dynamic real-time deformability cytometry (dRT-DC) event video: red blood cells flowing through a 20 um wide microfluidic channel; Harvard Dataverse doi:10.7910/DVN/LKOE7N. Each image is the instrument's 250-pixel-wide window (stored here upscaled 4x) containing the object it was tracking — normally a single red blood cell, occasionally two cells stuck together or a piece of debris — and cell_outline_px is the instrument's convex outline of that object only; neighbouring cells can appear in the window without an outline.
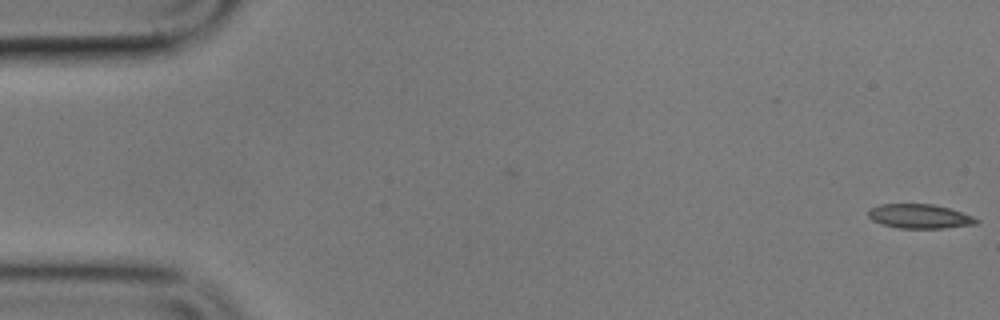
{"species": "common noctule bat (a hibernating species)", "species_latin": "Nyctalus noctula", "temperature_condition": "cold", "stored_images_in_passage": 6, "camera_frame_rate_fps": 3000, "um_per_image_px": 0.085, "animal": {"sex": "male", "body_mass_g": 17.9}, "frame": {"image": 1, "passage_image": 1, "time_ms": 0.0, "image_size_px": [1000, 320], "cell_outline_px": [[980, 220], [976, 224], [944, 228], [900, 228], [884, 224], [872, 220], [868, 216], [868, 212], [872, 208], [880, 204], [932, 204], [948, 208], [972, 216]], "centroid_in_image_um": [78.17, 18.38], "position_along_channel_um": 6.8, "area_um2": 15.03}}